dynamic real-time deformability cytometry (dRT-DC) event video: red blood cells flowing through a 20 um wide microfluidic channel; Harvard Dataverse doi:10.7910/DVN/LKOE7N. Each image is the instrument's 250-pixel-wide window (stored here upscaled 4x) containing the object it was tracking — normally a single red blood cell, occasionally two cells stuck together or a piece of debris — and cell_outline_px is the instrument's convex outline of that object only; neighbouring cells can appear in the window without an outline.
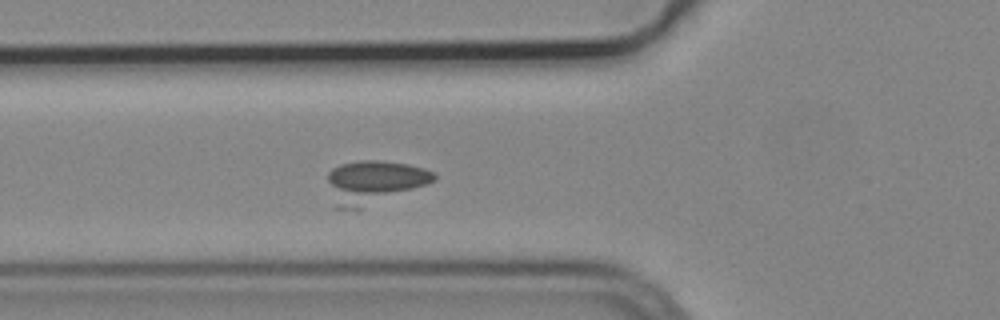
{"species": "common noctule bat (a hibernating species)", "species_latin": "Nyctalus noctula", "temperature_condition": "cold", "stored_images_in_passage": 5, "camera_frame_rate_fps": 3000, "um_per_image_px": 0.085, "animal": {"sex": "male", "body_mass_g": 19.2, "forearm_length_mm": 51.8}, "frame": {"image": 1, "passage_image": 5, "time_ms": 1.333, "image_size_px": [1000, 320], "cell_outline_px": [[436, 180], [360, 208], [352, 208], [328, 180], [328, 172], [332, 168], [340, 164], [360, 160], [380, 160], [408, 164], [424, 168], [432, 172], [436, 176]], "centroid_in_image_um": [31.96, 15.33], "position_along_channel_um": 93.8, "area_um2": 24.33}}